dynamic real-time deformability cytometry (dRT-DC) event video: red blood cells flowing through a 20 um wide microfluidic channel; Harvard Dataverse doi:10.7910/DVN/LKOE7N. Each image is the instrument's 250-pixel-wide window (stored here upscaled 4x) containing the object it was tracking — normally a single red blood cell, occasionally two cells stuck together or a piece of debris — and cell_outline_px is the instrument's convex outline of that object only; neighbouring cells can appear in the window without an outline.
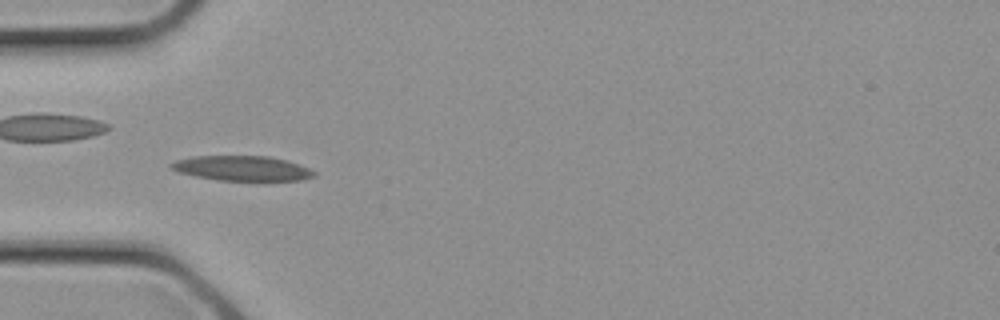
{"species": "common noctule bat (a hibernating species)", "species_latin": "Nyctalus noctula", "temperature_condition": "cold", "stored_images_in_passage": 19, "camera_frame_rate_fps": 3000, "um_per_image_px": 0.085, "animal": {"sex": "female", "body_mass_g": 21.9}, "frame": {"image": 1, "passage_image": 9, "time_ms": 2.667, "image_size_px": [1000, 320], "cell_outline_px": [[316, 172], [312, 176], [300, 180], [216, 180], [176, 172], [168, 168], [168, 164], [176, 160], [192, 156], [268, 156], [288, 160], [308, 168]], "centroid_in_image_um": [20.49, 14.29], "position_along_channel_um": 64.5, "area_um2": 20.75}}
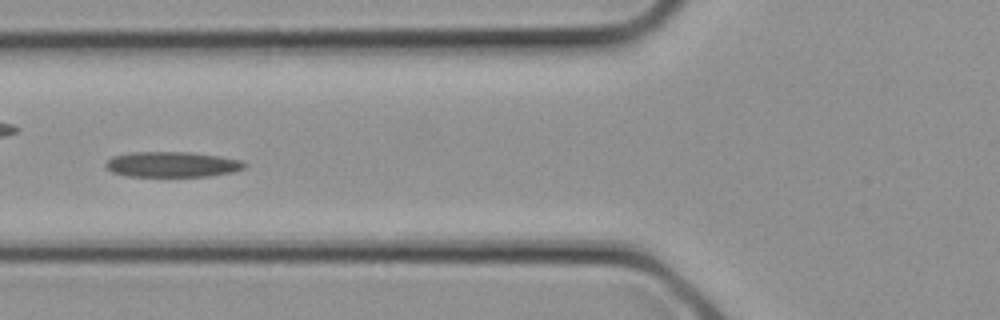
{"frame": {"image": 2, "passage_image": 11, "time_ms": 3.333, "image_size_px": [1000, 320], "cell_outline_px": [[248, 164], [244, 168], [232, 172], [208, 176], [128, 176], [112, 172], [104, 168], [104, 164], [112, 156], [132, 152], [192, 152], [240, 160]], "centroid_in_image_um": [14.59, 13.97], "position_along_channel_um": 111.2, "area_um2": 20.52}}
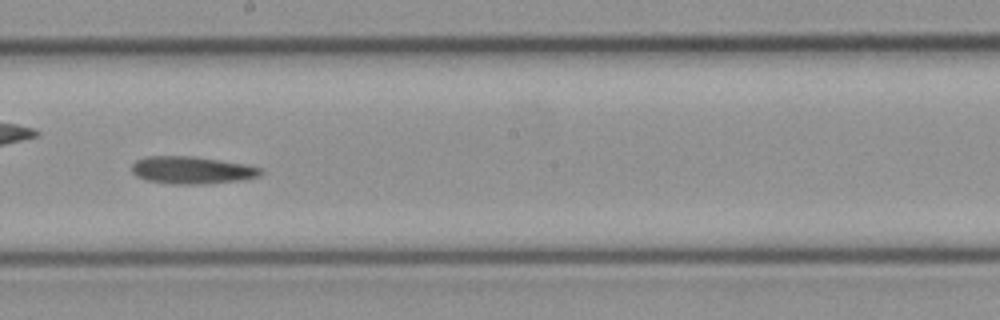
{"frame": {"image": 3, "passage_image": 16, "time_ms": 5.0, "image_size_px": [1000, 320], "cell_outline_px": [[264, 172], [260, 176], [244, 180], [204, 184], [172, 184], [144, 180], [136, 176], [132, 172], [132, 164], [136, 160], [144, 156], [196, 156], [244, 164], [260, 168]], "centroid_in_image_um": [16.3, 14.46], "position_along_channel_um": 231.9, "area_um2": 20.87}}